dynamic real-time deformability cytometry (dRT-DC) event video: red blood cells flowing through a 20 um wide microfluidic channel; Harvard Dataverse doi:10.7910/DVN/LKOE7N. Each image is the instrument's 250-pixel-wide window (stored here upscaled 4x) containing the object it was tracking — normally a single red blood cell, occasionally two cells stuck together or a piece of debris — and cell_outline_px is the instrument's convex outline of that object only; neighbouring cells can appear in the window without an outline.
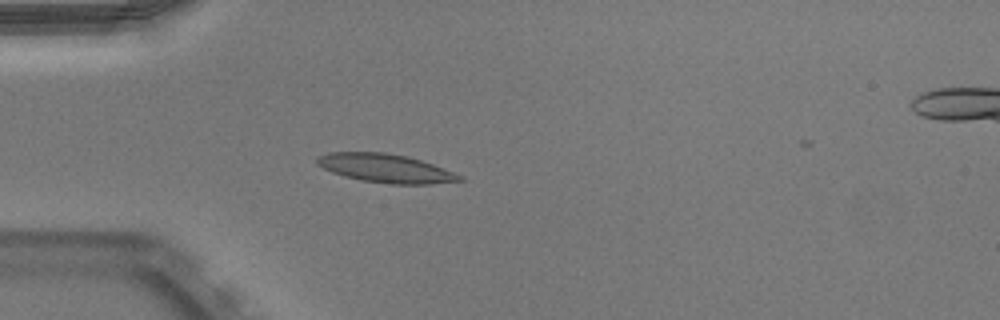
{"species": "Egyptian fruit bat (a non-hibernating species)", "species_latin": "Rousettus aegyptiacus", "temperature_condition": "warm", "stored_images_in_passage": 37, "camera_frame_rate_fps": 3000, "um_per_image_px": 0.085, "animal": {"sex": "male"}, "frame": {"image": 1, "passage_image": 1, "time_ms": 0.0, "image_size_px": [1000, 320], "cell_outline_px": [[464, 180], [432, 184], [392, 184], [360, 180], [344, 176], [332, 172], [316, 164], [316, 156], [328, 152], [384, 152], [408, 156], [432, 164], [464, 176]], "centroid_in_image_um": [32.76, 14.3], "position_along_channel_um": 52.2, "area_um2": 23.81}}
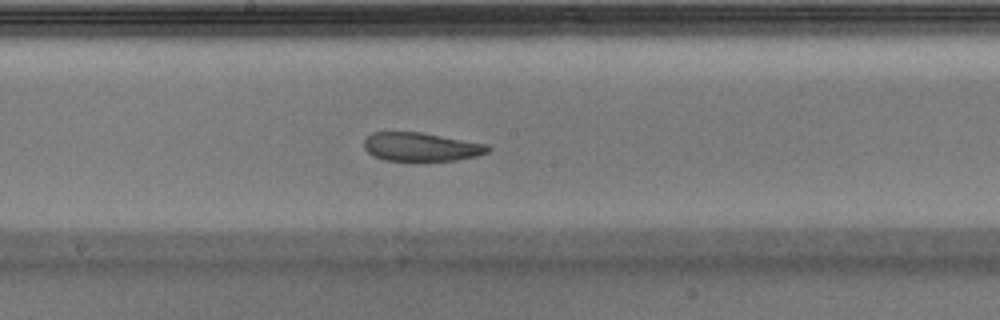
{"frame": {"image": 2, "passage_image": 14, "time_ms": 4.333, "image_size_px": [1000, 320], "cell_outline_px": [[492, 148], [488, 152], [476, 156], [456, 160], [384, 160], [372, 156], [364, 148], [364, 140], [372, 132], [420, 132], [488, 144]], "centroid_in_image_um": [35.79, 12.48], "position_along_channel_um": 212.4, "area_um2": 20.58}}
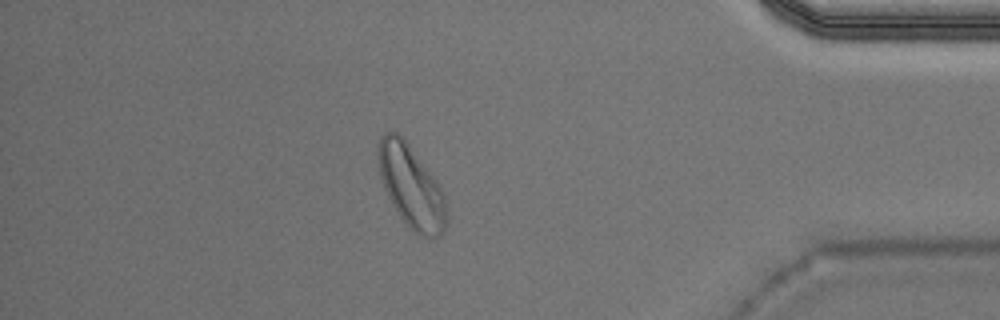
{"frame": {"image": 3, "passage_image": 31, "time_ms": 10.0, "image_size_px": [1000, 320], "cell_outline_px": [[448, 220], [444, 232], [440, 236], [428, 240], [420, 236], [408, 228], [396, 212], [384, 188], [380, 176], [376, 160], [376, 152], [380, 136], [384, 132], [396, 132], [408, 144], [436, 180], [444, 192], [448, 216]], "centroid_in_image_um": [34.96, 15.92], "position_along_channel_um": 400.2, "area_um2": 33.47}, "authors_computed_cell_mechanics": {"area_um2": 23.1778, "velocity_mm_per_s": 3.928, "shape_relaxation_time_tau1_ms": null, "shape_relaxation_time_tau2_ms": 2.7448, "deformation_change_tau1": null, "deformation_change_tau2": 0.0752}}